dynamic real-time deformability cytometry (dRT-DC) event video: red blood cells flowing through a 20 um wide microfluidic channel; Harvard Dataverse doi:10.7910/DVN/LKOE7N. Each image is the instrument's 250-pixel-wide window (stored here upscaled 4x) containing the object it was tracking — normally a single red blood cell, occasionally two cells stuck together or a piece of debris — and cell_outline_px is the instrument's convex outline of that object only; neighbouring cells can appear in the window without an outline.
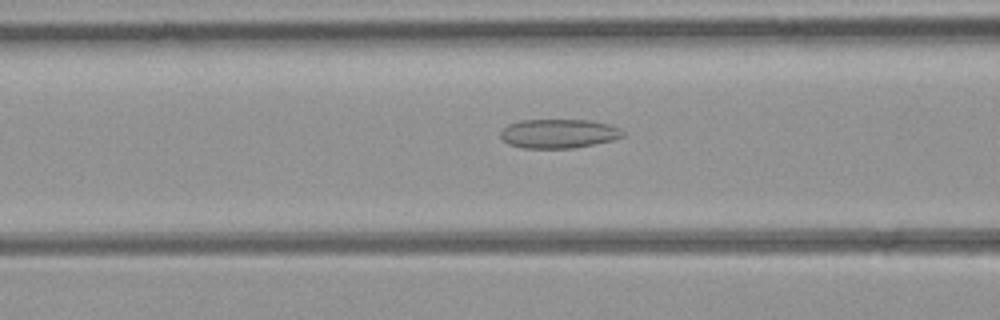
{"species": "common noctule bat (a hibernating species)", "species_latin": "Nyctalus noctula", "temperature_condition": "room temperature", "stored_images_in_passage": 30, "segment_of_instrument_passage": [1, 2], "camera_frame_rate_fps": 3000, "um_per_image_px": 0.085, "animal": {"sex": "female", "body_mass_g": 21.9}, "frame": {"image": 1, "passage_image": 9, "time_ms": 2.667, "image_size_px": [1000, 320], "cell_outline_px": [[624, 136], [612, 140], [572, 148], [520, 148], [508, 144], [500, 136], [500, 132], [508, 124], [520, 120], [592, 120], [608, 124], [620, 128], [624, 132]], "centroid_in_image_um": [47.47, 11.35], "position_along_channel_um": 119.1, "area_um2": 20.75}}
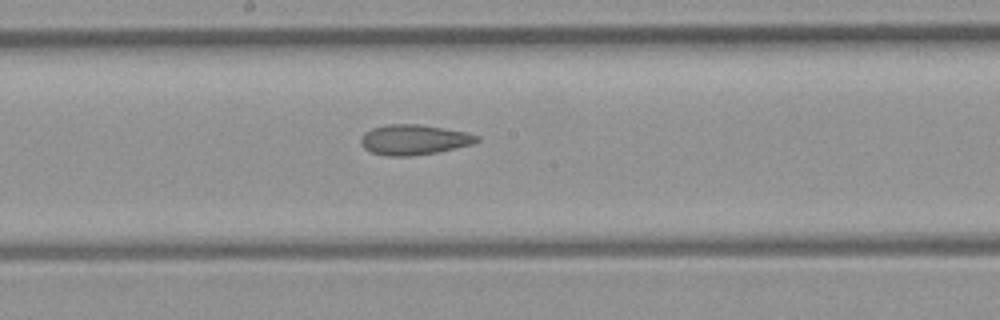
{"frame": {"image": 2, "passage_image": 16, "time_ms": 5.0, "image_size_px": [1000, 320], "cell_outline_px": [[480, 140], [472, 144], [440, 152], [412, 156], [388, 156], [372, 152], [364, 148], [360, 140], [364, 132], [372, 128], [388, 124], [420, 124], [464, 132], [480, 136]], "centroid_in_image_um": [35.19, 11.88], "position_along_channel_um": 213.0, "area_um2": 20.4}}
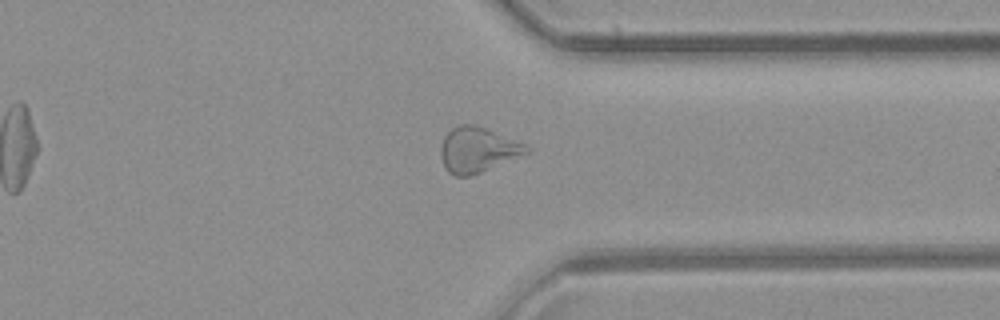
{"frame": {"image": 3, "passage_image": 28, "time_ms": 9.0, "image_size_px": [1000, 320], "cell_outline_px": [[532, 152], [480, 172], [468, 176], [456, 176], [448, 172], [444, 164], [440, 152], [440, 148], [444, 136], [452, 128], [460, 124], [476, 124], [524, 144], [532, 148]], "centroid_in_image_um": [40.61, 12.72], "position_along_channel_um": 370.8, "area_um2": 22.43}}